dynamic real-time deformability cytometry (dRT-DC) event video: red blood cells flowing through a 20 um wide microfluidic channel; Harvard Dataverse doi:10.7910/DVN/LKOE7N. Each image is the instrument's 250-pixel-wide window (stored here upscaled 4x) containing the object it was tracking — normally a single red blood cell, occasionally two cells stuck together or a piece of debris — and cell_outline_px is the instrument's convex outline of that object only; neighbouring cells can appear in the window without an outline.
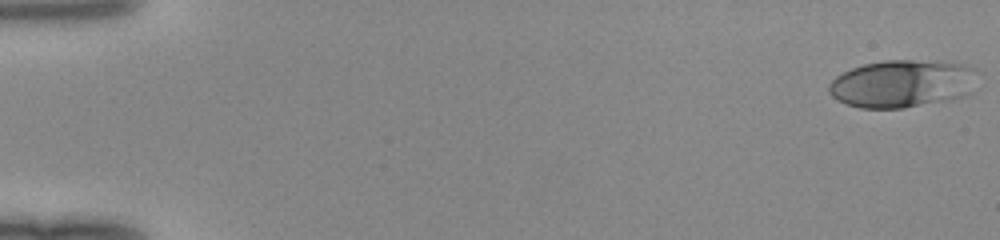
{"species": "human", "species_latin": "Homo sapiens", "temperature_condition": "room temperature", "stored_images_in_passage": 49, "camera_frame_rate_fps": 3000, "um_per_image_px": 0.085, "donor": {"sex": "female"}, "frame": {"image": 1, "passage_image": 1, "time_ms": 0.0, "image_size_px": [1000, 240], "cell_outline_px": [[976, 68], [968, 92], [964, 96], [952, 100], [904, 108], [860, 108], [848, 104], [832, 96], [828, 92], [828, 84], [836, 76], [852, 68], [864, 64], [884, 60], [940, 60], [964, 64]], "centroid_in_image_um": [76.67, 7.1], "position_along_channel_um": 8.3, "area_um2": 41.33}}
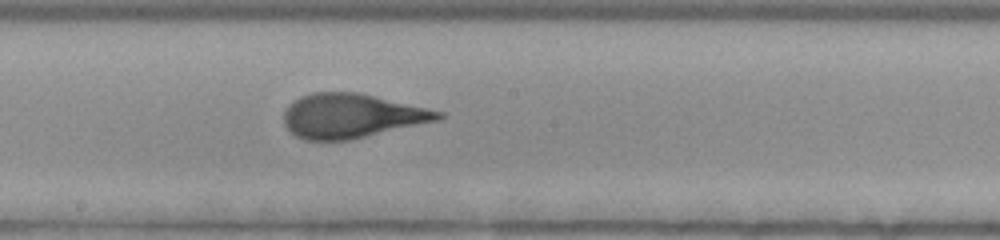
{"frame": {"image": 2, "passage_image": 28, "time_ms": 9.0, "image_size_px": [1000, 240], "cell_outline_px": [[448, 116], [440, 120], [348, 140], [304, 140], [296, 136], [284, 124], [284, 112], [288, 104], [300, 96], [312, 92], [356, 92], [444, 112]], "centroid_in_image_um": [29.88, 9.85], "position_along_channel_um": 218.3, "area_um2": 39.65}}
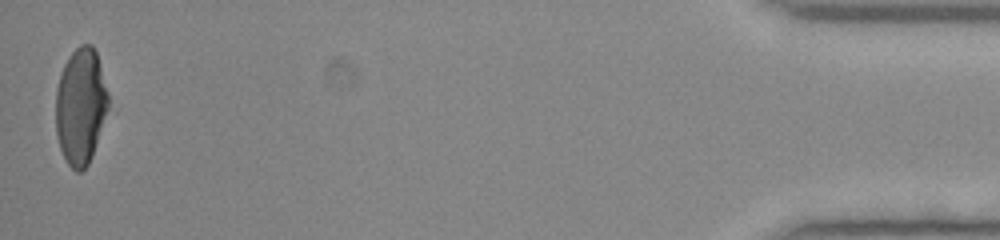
{"frame": {"image": 3, "passage_image": 49, "time_ms": 16.0, "image_size_px": [1000, 240], "cell_outline_px": [[108, 108], [92, 156], [88, 164], [80, 172], [76, 172], [68, 164], [60, 148], [56, 132], [56, 88], [60, 72], [68, 56], [80, 44], [92, 44], [96, 52], [108, 92]], "centroid_in_image_um": [6.84, 9.01], "position_along_channel_um": 428.4, "area_um2": 35.55}}